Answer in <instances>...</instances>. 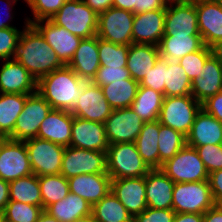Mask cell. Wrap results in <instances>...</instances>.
Here are the masks:
<instances>
[{"label": "cell", "instance_id": "54", "mask_svg": "<svg viewBox=\"0 0 222 222\" xmlns=\"http://www.w3.org/2000/svg\"><path fill=\"white\" fill-rule=\"evenodd\" d=\"M173 222H203V214L176 213Z\"/></svg>", "mask_w": 222, "mask_h": 222}, {"label": "cell", "instance_id": "56", "mask_svg": "<svg viewBox=\"0 0 222 222\" xmlns=\"http://www.w3.org/2000/svg\"><path fill=\"white\" fill-rule=\"evenodd\" d=\"M113 7L133 13V9L135 8V0H113Z\"/></svg>", "mask_w": 222, "mask_h": 222}, {"label": "cell", "instance_id": "63", "mask_svg": "<svg viewBox=\"0 0 222 222\" xmlns=\"http://www.w3.org/2000/svg\"><path fill=\"white\" fill-rule=\"evenodd\" d=\"M217 3H218V5L222 8V0H215Z\"/></svg>", "mask_w": 222, "mask_h": 222}, {"label": "cell", "instance_id": "9", "mask_svg": "<svg viewBox=\"0 0 222 222\" xmlns=\"http://www.w3.org/2000/svg\"><path fill=\"white\" fill-rule=\"evenodd\" d=\"M51 109L50 104L38 92L29 95L9 139L25 142L36 138L40 124Z\"/></svg>", "mask_w": 222, "mask_h": 222}, {"label": "cell", "instance_id": "32", "mask_svg": "<svg viewBox=\"0 0 222 222\" xmlns=\"http://www.w3.org/2000/svg\"><path fill=\"white\" fill-rule=\"evenodd\" d=\"M30 94H0V137L9 138L13 134L17 117L23 110Z\"/></svg>", "mask_w": 222, "mask_h": 222}, {"label": "cell", "instance_id": "19", "mask_svg": "<svg viewBox=\"0 0 222 222\" xmlns=\"http://www.w3.org/2000/svg\"><path fill=\"white\" fill-rule=\"evenodd\" d=\"M0 69V93L31 95L37 92V80L15 59L5 60Z\"/></svg>", "mask_w": 222, "mask_h": 222}, {"label": "cell", "instance_id": "23", "mask_svg": "<svg viewBox=\"0 0 222 222\" xmlns=\"http://www.w3.org/2000/svg\"><path fill=\"white\" fill-rule=\"evenodd\" d=\"M198 29L206 46L222 40V8L215 0L195 3Z\"/></svg>", "mask_w": 222, "mask_h": 222}, {"label": "cell", "instance_id": "59", "mask_svg": "<svg viewBox=\"0 0 222 222\" xmlns=\"http://www.w3.org/2000/svg\"><path fill=\"white\" fill-rule=\"evenodd\" d=\"M72 222H96L95 219L93 218L92 214L91 215H88V216H85V217H81V218H78Z\"/></svg>", "mask_w": 222, "mask_h": 222}, {"label": "cell", "instance_id": "28", "mask_svg": "<svg viewBox=\"0 0 222 222\" xmlns=\"http://www.w3.org/2000/svg\"><path fill=\"white\" fill-rule=\"evenodd\" d=\"M159 57L158 46L132 43L127 57V69L131 77L140 83L145 74L155 66Z\"/></svg>", "mask_w": 222, "mask_h": 222}, {"label": "cell", "instance_id": "64", "mask_svg": "<svg viewBox=\"0 0 222 222\" xmlns=\"http://www.w3.org/2000/svg\"><path fill=\"white\" fill-rule=\"evenodd\" d=\"M11 1H9V0H7V5H9L10 6V3ZM15 2H17V0H12V3H15Z\"/></svg>", "mask_w": 222, "mask_h": 222}, {"label": "cell", "instance_id": "62", "mask_svg": "<svg viewBox=\"0 0 222 222\" xmlns=\"http://www.w3.org/2000/svg\"><path fill=\"white\" fill-rule=\"evenodd\" d=\"M0 222H4L3 212H0Z\"/></svg>", "mask_w": 222, "mask_h": 222}, {"label": "cell", "instance_id": "31", "mask_svg": "<svg viewBox=\"0 0 222 222\" xmlns=\"http://www.w3.org/2000/svg\"><path fill=\"white\" fill-rule=\"evenodd\" d=\"M158 134V120L145 122L135 141L138 153L150 169H160Z\"/></svg>", "mask_w": 222, "mask_h": 222}, {"label": "cell", "instance_id": "24", "mask_svg": "<svg viewBox=\"0 0 222 222\" xmlns=\"http://www.w3.org/2000/svg\"><path fill=\"white\" fill-rule=\"evenodd\" d=\"M174 183L161 169H151L145 176L148 207L153 209H172Z\"/></svg>", "mask_w": 222, "mask_h": 222}, {"label": "cell", "instance_id": "44", "mask_svg": "<svg viewBox=\"0 0 222 222\" xmlns=\"http://www.w3.org/2000/svg\"><path fill=\"white\" fill-rule=\"evenodd\" d=\"M167 69V60L159 57L155 66L145 74L139 86L149 87L164 95L165 88V70Z\"/></svg>", "mask_w": 222, "mask_h": 222}, {"label": "cell", "instance_id": "46", "mask_svg": "<svg viewBox=\"0 0 222 222\" xmlns=\"http://www.w3.org/2000/svg\"><path fill=\"white\" fill-rule=\"evenodd\" d=\"M21 33L17 28L0 29V59H14Z\"/></svg>", "mask_w": 222, "mask_h": 222}, {"label": "cell", "instance_id": "50", "mask_svg": "<svg viewBox=\"0 0 222 222\" xmlns=\"http://www.w3.org/2000/svg\"><path fill=\"white\" fill-rule=\"evenodd\" d=\"M169 0H135L133 14L145 13L154 10H166Z\"/></svg>", "mask_w": 222, "mask_h": 222}, {"label": "cell", "instance_id": "15", "mask_svg": "<svg viewBox=\"0 0 222 222\" xmlns=\"http://www.w3.org/2000/svg\"><path fill=\"white\" fill-rule=\"evenodd\" d=\"M112 110L101 87L89 81L84 83L81 95L70 112L75 117L104 123Z\"/></svg>", "mask_w": 222, "mask_h": 222}, {"label": "cell", "instance_id": "18", "mask_svg": "<svg viewBox=\"0 0 222 222\" xmlns=\"http://www.w3.org/2000/svg\"><path fill=\"white\" fill-rule=\"evenodd\" d=\"M111 191L133 218L147 207L144 177L112 179Z\"/></svg>", "mask_w": 222, "mask_h": 222}, {"label": "cell", "instance_id": "53", "mask_svg": "<svg viewBox=\"0 0 222 222\" xmlns=\"http://www.w3.org/2000/svg\"><path fill=\"white\" fill-rule=\"evenodd\" d=\"M203 222H222V207L214 205L203 214Z\"/></svg>", "mask_w": 222, "mask_h": 222}, {"label": "cell", "instance_id": "40", "mask_svg": "<svg viewBox=\"0 0 222 222\" xmlns=\"http://www.w3.org/2000/svg\"><path fill=\"white\" fill-rule=\"evenodd\" d=\"M129 45L115 44L98 37L100 66L127 67Z\"/></svg>", "mask_w": 222, "mask_h": 222}, {"label": "cell", "instance_id": "16", "mask_svg": "<svg viewBox=\"0 0 222 222\" xmlns=\"http://www.w3.org/2000/svg\"><path fill=\"white\" fill-rule=\"evenodd\" d=\"M32 25L54 49L60 61L64 65H68L82 39L70 33L64 27L54 24L50 19L39 20L34 22Z\"/></svg>", "mask_w": 222, "mask_h": 222}, {"label": "cell", "instance_id": "1", "mask_svg": "<svg viewBox=\"0 0 222 222\" xmlns=\"http://www.w3.org/2000/svg\"><path fill=\"white\" fill-rule=\"evenodd\" d=\"M22 31L14 59L38 81L64 64L41 33L28 23Z\"/></svg>", "mask_w": 222, "mask_h": 222}, {"label": "cell", "instance_id": "41", "mask_svg": "<svg viewBox=\"0 0 222 222\" xmlns=\"http://www.w3.org/2000/svg\"><path fill=\"white\" fill-rule=\"evenodd\" d=\"M43 211L40 206L9 200L3 217L6 222H36Z\"/></svg>", "mask_w": 222, "mask_h": 222}, {"label": "cell", "instance_id": "49", "mask_svg": "<svg viewBox=\"0 0 222 222\" xmlns=\"http://www.w3.org/2000/svg\"><path fill=\"white\" fill-rule=\"evenodd\" d=\"M208 182L215 205L222 204V169L208 175Z\"/></svg>", "mask_w": 222, "mask_h": 222}, {"label": "cell", "instance_id": "37", "mask_svg": "<svg viewBox=\"0 0 222 222\" xmlns=\"http://www.w3.org/2000/svg\"><path fill=\"white\" fill-rule=\"evenodd\" d=\"M164 97L191 95V81L178 61L167 60Z\"/></svg>", "mask_w": 222, "mask_h": 222}, {"label": "cell", "instance_id": "57", "mask_svg": "<svg viewBox=\"0 0 222 222\" xmlns=\"http://www.w3.org/2000/svg\"><path fill=\"white\" fill-rule=\"evenodd\" d=\"M212 56L222 65V40L210 46Z\"/></svg>", "mask_w": 222, "mask_h": 222}, {"label": "cell", "instance_id": "7", "mask_svg": "<svg viewBox=\"0 0 222 222\" xmlns=\"http://www.w3.org/2000/svg\"><path fill=\"white\" fill-rule=\"evenodd\" d=\"M175 183H188L208 180V172L197 150L185 145L160 168Z\"/></svg>", "mask_w": 222, "mask_h": 222}, {"label": "cell", "instance_id": "60", "mask_svg": "<svg viewBox=\"0 0 222 222\" xmlns=\"http://www.w3.org/2000/svg\"><path fill=\"white\" fill-rule=\"evenodd\" d=\"M2 13V12H1ZM10 12L7 13V15H9ZM5 15V17L7 16ZM9 16H7L8 18ZM3 19H0V29H4V28H16V27H13L11 25H9L8 23H6L5 21H2Z\"/></svg>", "mask_w": 222, "mask_h": 222}, {"label": "cell", "instance_id": "21", "mask_svg": "<svg viewBox=\"0 0 222 222\" xmlns=\"http://www.w3.org/2000/svg\"><path fill=\"white\" fill-rule=\"evenodd\" d=\"M111 181L107 173L80 174L68 179L69 192L93 206L111 191Z\"/></svg>", "mask_w": 222, "mask_h": 222}, {"label": "cell", "instance_id": "27", "mask_svg": "<svg viewBox=\"0 0 222 222\" xmlns=\"http://www.w3.org/2000/svg\"><path fill=\"white\" fill-rule=\"evenodd\" d=\"M68 66L85 82L95 78L100 67L97 35L81 40Z\"/></svg>", "mask_w": 222, "mask_h": 222}, {"label": "cell", "instance_id": "51", "mask_svg": "<svg viewBox=\"0 0 222 222\" xmlns=\"http://www.w3.org/2000/svg\"><path fill=\"white\" fill-rule=\"evenodd\" d=\"M202 109L222 122V91L204 101Z\"/></svg>", "mask_w": 222, "mask_h": 222}, {"label": "cell", "instance_id": "36", "mask_svg": "<svg viewBox=\"0 0 222 222\" xmlns=\"http://www.w3.org/2000/svg\"><path fill=\"white\" fill-rule=\"evenodd\" d=\"M9 200L43 208L38 176L33 173L9 182Z\"/></svg>", "mask_w": 222, "mask_h": 222}, {"label": "cell", "instance_id": "39", "mask_svg": "<svg viewBox=\"0 0 222 222\" xmlns=\"http://www.w3.org/2000/svg\"><path fill=\"white\" fill-rule=\"evenodd\" d=\"M186 145V136L181 132L164 126L159 122L158 150L160 157V168L162 164L172 158Z\"/></svg>", "mask_w": 222, "mask_h": 222}, {"label": "cell", "instance_id": "48", "mask_svg": "<svg viewBox=\"0 0 222 222\" xmlns=\"http://www.w3.org/2000/svg\"><path fill=\"white\" fill-rule=\"evenodd\" d=\"M176 212L173 209H153L147 207L137 214L133 222H173Z\"/></svg>", "mask_w": 222, "mask_h": 222}, {"label": "cell", "instance_id": "6", "mask_svg": "<svg viewBox=\"0 0 222 222\" xmlns=\"http://www.w3.org/2000/svg\"><path fill=\"white\" fill-rule=\"evenodd\" d=\"M172 198L176 213L204 214L215 205L208 180L174 183Z\"/></svg>", "mask_w": 222, "mask_h": 222}, {"label": "cell", "instance_id": "45", "mask_svg": "<svg viewBox=\"0 0 222 222\" xmlns=\"http://www.w3.org/2000/svg\"><path fill=\"white\" fill-rule=\"evenodd\" d=\"M208 174L222 169V144H207L195 148Z\"/></svg>", "mask_w": 222, "mask_h": 222}, {"label": "cell", "instance_id": "43", "mask_svg": "<svg viewBox=\"0 0 222 222\" xmlns=\"http://www.w3.org/2000/svg\"><path fill=\"white\" fill-rule=\"evenodd\" d=\"M28 6L32 9L34 18L33 21L26 18V23L32 25L39 20L51 19L67 0H25Z\"/></svg>", "mask_w": 222, "mask_h": 222}, {"label": "cell", "instance_id": "17", "mask_svg": "<svg viewBox=\"0 0 222 222\" xmlns=\"http://www.w3.org/2000/svg\"><path fill=\"white\" fill-rule=\"evenodd\" d=\"M70 146L107 152L109 144L106 139L104 123L73 116Z\"/></svg>", "mask_w": 222, "mask_h": 222}, {"label": "cell", "instance_id": "4", "mask_svg": "<svg viewBox=\"0 0 222 222\" xmlns=\"http://www.w3.org/2000/svg\"><path fill=\"white\" fill-rule=\"evenodd\" d=\"M50 20L81 39L96 36L98 14L83 0H67Z\"/></svg>", "mask_w": 222, "mask_h": 222}, {"label": "cell", "instance_id": "11", "mask_svg": "<svg viewBox=\"0 0 222 222\" xmlns=\"http://www.w3.org/2000/svg\"><path fill=\"white\" fill-rule=\"evenodd\" d=\"M25 146L35 175L60 174L64 146L37 137L25 141Z\"/></svg>", "mask_w": 222, "mask_h": 222}, {"label": "cell", "instance_id": "26", "mask_svg": "<svg viewBox=\"0 0 222 222\" xmlns=\"http://www.w3.org/2000/svg\"><path fill=\"white\" fill-rule=\"evenodd\" d=\"M207 144H222V122L201 108L186 136V145L196 148Z\"/></svg>", "mask_w": 222, "mask_h": 222}, {"label": "cell", "instance_id": "47", "mask_svg": "<svg viewBox=\"0 0 222 222\" xmlns=\"http://www.w3.org/2000/svg\"><path fill=\"white\" fill-rule=\"evenodd\" d=\"M132 78L127 67L100 66L92 82L100 87L106 86L114 81Z\"/></svg>", "mask_w": 222, "mask_h": 222}, {"label": "cell", "instance_id": "55", "mask_svg": "<svg viewBox=\"0 0 222 222\" xmlns=\"http://www.w3.org/2000/svg\"><path fill=\"white\" fill-rule=\"evenodd\" d=\"M9 202V182L0 178V212H3Z\"/></svg>", "mask_w": 222, "mask_h": 222}, {"label": "cell", "instance_id": "52", "mask_svg": "<svg viewBox=\"0 0 222 222\" xmlns=\"http://www.w3.org/2000/svg\"><path fill=\"white\" fill-rule=\"evenodd\" d=\"M85 4L95 11L97 14H100L109 8L113 7V0H83Z\"/></svg>", "mask_w": 222, "mask_h": 222}, {"label": "cell", "instance_id": "61", "mask_svg": "<svg viewBox=\"0 0 222 222\" xmlns=\"http://www.w3.org/2000/svg\"><path fill=\"white\" fill-rule=\"evenodd\" d=\"M181 1L195 4V3H198V2H203V1H208V0H181Z\"/></svg>", "mask_w": 222, "mask_h": 222}, {"label": "cell", "instance_id": "58", "mask_svg": "<svg viewBox=\"0 0 222 222\" xmlns=\"http://www.w3.org/2000/svg\"><path fill=\"white\" fill-rule=\"evenodd\" d=\"M36 222H60L56 218L52 217L45 210L41 213L38 220Z\"/></svg>", "mask_w": 222, "mask_h": 222}, {"label": "cell", "instance_id": "20", "mask_svg": "<svg viewBox=\"0 0 222 222\" xmlns=\"http://www.w3.org/2000/svg\"><path fill=\"white\" fill-rule=\"evenodd\" d=\"M166 10L135 14L132 29L133 43L158 46L164 35Z\"/></svg>", "mask_w": 222, "mask_h": 222}, {"label": "cell", "instance_id": "22", "mask_svg": "<svg viewBox=\"0 0 222 222\" xmlns=\"http://www.w3.org/2000/svg\"><path fill=\"white\" fill-rule=\"evenodd\" d=\"M72 124L73 115L70 111L51 109L40 124L37 138L68 147L70 146Z\"/></svg>", "mask_w": 222, "mask_h": 222}, {"label": "cell", "instance_id": "38", "mask_svg": "<svg viewBox=\"0 0 222 222\" xmlns=\"http://www.w3.org/2000/svg\"><path fill=\"white\" fill-rule=\"evenodd\" d=\"M43 209L64 199L69 193L68 179L58 175L38 176Z\"/></svg>", "mask_w": 222, "mask_h": 222}, {"label": "cell", "instance_id": "3", "mask_svg": "<svg viewBox=\"0 0 222 222\" xmlns=\"http://www.w3.org/2000/svg\"><path fill=\"white\" fill-rule=\"evenodd\" d=\"M106 163L111 179L144 177L151 170L138 153L135 142L109 145Z\"/></svg>", "mask_w": 222, "mask_h": 222}, {"label": "cell", "instance_id": "35", "mask_svg": "<svg viewBox=\"0 0 222 222\" xmlns=\"http://www.w3.org/2000/svg\"><path fill=\"white\" fill-rule=\"evenodd\" d=\"M91 214L96 222H133V216L112 191L94 204Z\"/></svg>", "mask_w": 222, "mask_h": 222}, {"label": "cell", "instance_id": "30", "mask_svg": "<svg viewBox=\"0 0 222 222\" xmlns=\"http://www.w3.org/2000/svg\"><path fill=\"white\" fill-rule=\"evenodd\" d=\"M204 46L201 36H163L158 45L160 57L178 61L185 55Z\"/></svg>", "mask_w": 222, "mask_h": 222}, {"label": "cell", "instance_id": "29", "mask_svg": "<svg viewBox=\"0 0 222 222\" xmlns=\"http://www.w3.org/2000/svg\"><path fill=\"white\" fill-rule=\"evenodd\" d=\"M92 206L77 194L68 195L49 205L45 211L60 222H72L78 218L91 215Z\"/></svg>", "mask_w": 222, "mask_h": 222}, {"label": "cell", "instance_id": "42", "mask_svg": "<svg viewBox=\"0 0 222 222\" xmlns=\"http://www.w3.org/2000/svg\"><path fill=\"white\" fill-rule=\"evenodd\" d=\"M212 55L211 48L204 45L200 50L189 53L178 60L181 67L184 68L190 81L201 74V69L206 60Z\"/></svg>", "mask_w": 222, "mask_h": 222}, {"label": "cell", "instance_id": "8", "mask_svg": "<svg viewBox=\"0 0 222 222\" xmlns=\"http://www.w3.org/2000/svg\"><path fill=\"white\" fill-rule=\"evenodd\" d=\"M133 21L134 14L132 12L111 7L98 14L96 35L115 44L130 46L133 43Z\"/></svg>", "mask_w": 222, "mask_h": 222}, {"label": "cell", "instance_id": "5", "mask_svg": "<svg viewBox=\"0 0 222 222\" xmlns=\"http://www.w3.org/2000/svg\"><path fill=\"white\" fill-rule=\"evenodd\" d=\"M201 108L192 95L164 97L158 121L187 136Z\"/></svg>", "mask_w": 222, "mask_h": 222}, {"label": "cell", "instance_id": "14", "mask_svg": "<svg viewBox=\"0 0 222 222\" xmlns=\"http://www.w3.org/2000/svg\"><path fill=\"white\" fill-rule=\"evenodd\" d=\"M175 35L201 36L195 4L181 0L168 2L163 36Z\"/></svg>", "mask_w": 222, "mask_h": 222}, {"label": "cell", "instance_id": "25", "mask_svg": "<svg viewBox=\"0 0 222 222\" xmlns=\"http://www.w3.org/2000/svg\"><path fill=\"white\" fill-rule=\"evenodd\" d=\"M222 91V65L211 55L201 69V74L191 82V95L203 103Z\"/></svg>", "mask_w": 222, "mask_h": 222}, {"label": "cell", "instance_id": "33", "mask_svg": "<svg viewBox=\"0 0 222 222\" xmlns=\"http://www.w3.org/2000/svg\"><path fill=\"white\" fill-rule=\"evenodd\" d=\"M163 99L164 95L161 92L139 86L130 107L144 122L156 121L159 119Z\"/></svg>", "mask_w": 222, "mask_h": 222}, {"label": "cell", "instance_id": "12", "mask_svg": "<svg viewBox=\"0 0 222 222\" xmlns=\"http://www.w3.org/2000/svg\"><path fill=\"white\" fill-rule=\"evenodd\" d=\"M33 174L25 142L0 139V178L7 182Z\"/></svg>", "mask_w": 222, "mask_h": 222}, {"label": "cell", "instance_id": "2", "mask_svg": "<svg viewBox=\"0 0 222 222\" xmlns=\"http://www.w3.org/2000/svg\"><path fill=\"white\" fill-rule=\"evenodd\" d=\"M84 83L68 65H64L40 78L36 90L52 109L71 111L81 95Z\"/></svg>", "mask_w": 222, "mask_h": 222}, {"label": "cell", "instance_id": "34", "mask_svg": "<svg viewBox=\"0 0 222 222\" xmlns=\"http://www.w3.org/2000/svg\"><path fill=\"white\" fill-rule=\"evenodd\" d=\"M139 83L133 78L114 81L101 87L104 98L108 101L111 108L122 109L130 107L133 103Z\"/></svg>", "mask_w": 222, "mask_h": 222}, {"label": "cell", "instance_id": "10", "mask_svg": "<svg viewBox=\"0 0 222 222\" xmlns=\"http://www.w3.org/2000/svg\"><path fill=\"white\" fill-rule=\"evenodd\" d=\"M107 173L106 152L65 147L60 174L69 179L80 174Z\"/></svg>", "mask_w": 222, "mask_h": 222}, {"label": "cell", "instance_id": "13", "mask_svg": "<svg viewBox=\"0 0 222 222\" xmlns=\"http://www.w3.org/2000/svg\"><path fill=\"white\" fill-rule=\"evenodd\" d=\"M144 123L131 107L112 110L104 122L108 144L135 142Z\"/></svg>", "mask_w": 222, "mask_h": 222}]
</instances>
